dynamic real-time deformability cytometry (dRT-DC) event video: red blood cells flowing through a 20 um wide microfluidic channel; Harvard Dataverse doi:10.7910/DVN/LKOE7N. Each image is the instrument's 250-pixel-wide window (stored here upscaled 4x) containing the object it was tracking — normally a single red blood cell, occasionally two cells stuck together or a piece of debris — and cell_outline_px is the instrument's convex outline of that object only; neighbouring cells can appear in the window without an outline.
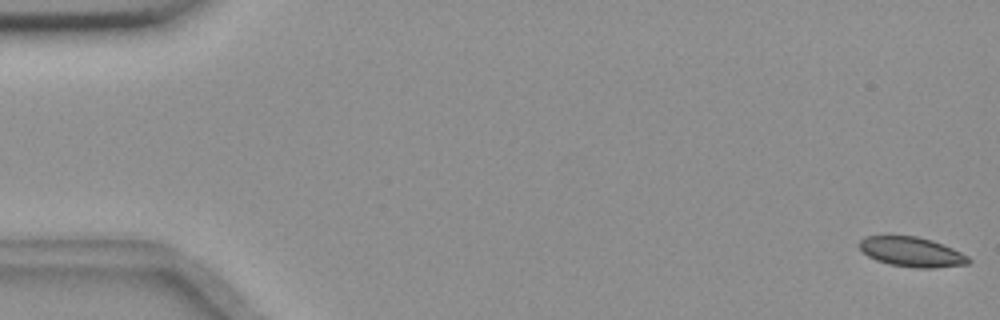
{"species": "common noctule bat (a hibernating species)", "species_latin": "Nyctalus noctula", "temperature_condition": "room temperature", "stored_images_in_passage": 14, "camera_frame_rate_fps": 3000, "um_per_image_px": 0.085, "animal": {"sex": "female", "body_mass_g": 18.4}, "frame": {"image": 1, "passage_image": 1, "time_ms": 0.0, "image_size_px": [1000, 320], "cell_outline_px": [[972, 260], [968, 264], [936, 268], [916, 268], [888, 264], [876, 260], [860, 252], [856, 244], [864, 236], [916, 236], [932, 240], [952, 248], [968, 256]], "centroid_in_image_um": [77.45, 21.42], "position_along_channel_um": 7.6, "area_um2": 19.19}}